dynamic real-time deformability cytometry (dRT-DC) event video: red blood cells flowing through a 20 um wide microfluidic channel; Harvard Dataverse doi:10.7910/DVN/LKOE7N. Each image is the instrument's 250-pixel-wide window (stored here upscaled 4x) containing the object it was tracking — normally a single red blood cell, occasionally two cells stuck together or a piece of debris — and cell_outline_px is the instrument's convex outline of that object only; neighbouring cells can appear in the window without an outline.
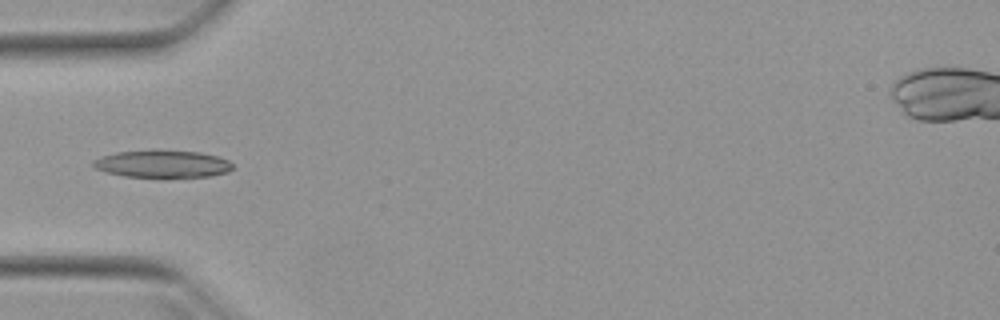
{"species": "Egyptian fruit bat (a non-hibernating species)", "species_latin": "Rousettus aegyptiacus", "temperature_condition": "warm", "stored_images_in_passage": 3, "camera_frame_rate_fps": 3000, "um_per_image_px": 0.085, "animal": {"sex": "female"}, "frame": {"image": 1, "passage_image": 1, "time_ms": 0.0, "image_size_px": [1000, 320], "cell_outline_px": [[232, 168], [228, 172], [212, 176], [164, 180], [124, 176], [104, 172], [96, 168], [92, 164], [92, 160], [100, 156], [116, 152], [200, 152], [220, 156], [228, 160], [232, 164]], "centroid_in_image_um": [13.83, 14.01], "position_along_channel_um": 71.2, "area_um2": 22.72}}